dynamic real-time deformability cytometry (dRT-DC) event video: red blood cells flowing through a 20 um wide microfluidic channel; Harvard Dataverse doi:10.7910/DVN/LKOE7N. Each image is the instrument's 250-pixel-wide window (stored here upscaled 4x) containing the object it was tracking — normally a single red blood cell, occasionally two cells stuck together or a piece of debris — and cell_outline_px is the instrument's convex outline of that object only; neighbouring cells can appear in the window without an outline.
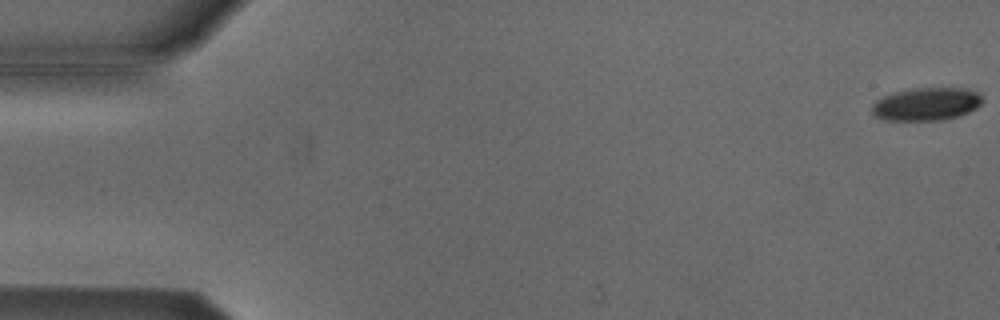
{"species": "Egyptian fruit bat (a non-hibernating species)", "species_latin": "Rousettus aegyptiacus", "temperature_condition": "cold", "stored_images_in_passage": 54, "camera_frame_rate_fps": 3000, "um_per_image_px": 0.085, "animal": {"sex": "male"}, "frame": {"image": 1, "passage_image": 1, "time_ms": 0.0, "image_size_px": [1000, 320], "cell_outline_px": [[984, 100], [976, 108], [968, 112], [944, 120], [884, 120], [876, 116], [872, 112], [872, 104], [876, 100], [884, 96], [896, 92], [912, 88], [968, 88], [980, 92]], "centroid_in_image_um": [78.78, 8.83], "position_along_channel_um": 6.2, "area_um2": 21.27}}
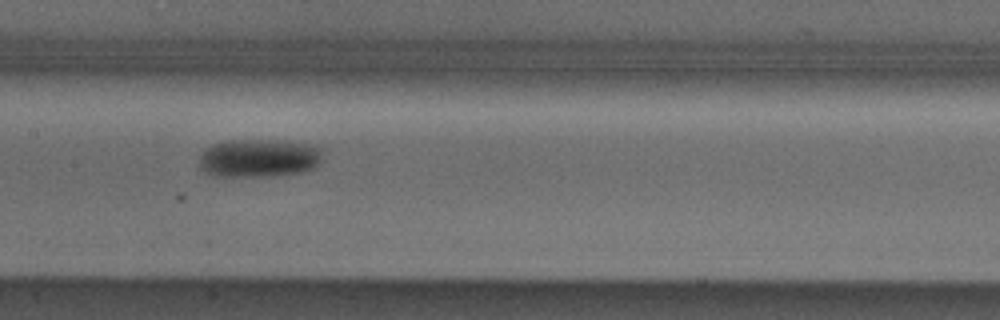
{"frame": {"image": 2, "passage_image": 27, "time_ms": 8.667, "image_size_px": [1000, 320], "cell_outline_px": [[324, 148], [320, 164], [316, 168], [304, 172], [276, 176], [212, 176], [204, 172], [200, 168], [200, 156], [204, 148], [212, 144], [228, 140], [288, 140], [316, 144]], "centroid_in_image_um": [22.09, 13.42], "position_along_channel_um": 185.3, "area_um2": 28.5}}
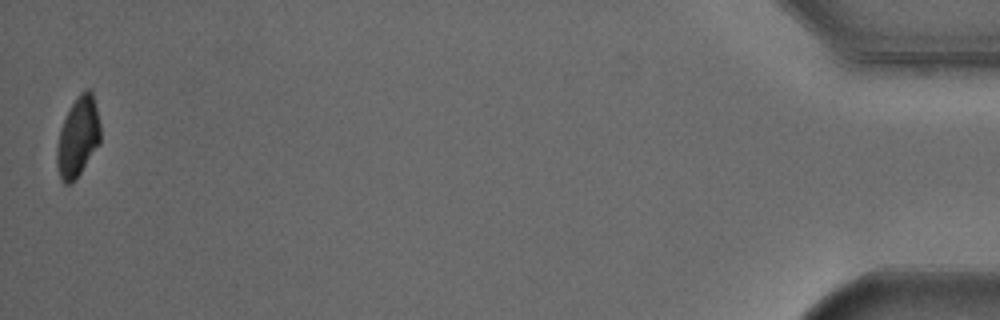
{"frame": {"image": 3, "passage_image": 54, "time_ms": 17.667, "image_size_px": [1000, 320], "cell_outline_px": [[100, 144], [80, 172], [68, 184], [64, 184], [60, 180], [56, 164], [56, 152], [60, 128], [76, 96], [80, 92], [88, 88], [92, 88], [100, 124]], "centroid_in_image_um": [6.63, 11.61], "position_along_channel_um": 428.6, "area_um2": 20.23}, "authors_computed_cell_mechanics": {"area_um2": 24.276, "velocity_mm_per_s": 3.8067, "shape_relaxation_time_tau1_ms": 4.0401, "shape_relaxation_time_tau2_ms": null, "deformation_change_tau1": 0.0956, "deformation_change_tau2": null}}